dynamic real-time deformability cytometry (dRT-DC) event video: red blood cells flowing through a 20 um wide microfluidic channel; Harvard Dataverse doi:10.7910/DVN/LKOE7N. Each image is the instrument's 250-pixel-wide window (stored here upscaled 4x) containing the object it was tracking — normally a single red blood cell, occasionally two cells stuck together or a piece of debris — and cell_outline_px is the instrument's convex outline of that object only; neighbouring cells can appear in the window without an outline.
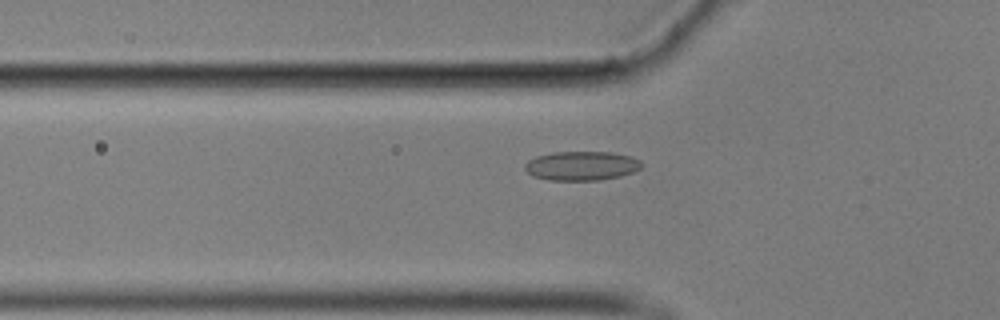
{"species": "common noctule bat (a hibernating species)", "species_latin": "Nyctalus noctula", "temperature_condition": "cold", "stored_images_in_passage": 45, "camera_frame_rate_fps": 3000, "um_per_image_px": 0.085, "animal": {"sex": "male", "body_mass_g": 17.9}, "frame": {"image": 1, "passage_image": 7, "time_ms": 2.0, "image_size_px": [1000, 320], "cell_outline_px": [[644, 164], [640, 168], [632, 172], [620, 176], [600, 180], [548, 180], [532, 176], [524, 168], [524, 164], [528, 160], [536, 156], [552, 152], [612, 152], [632, 156], [640, 160]], "centroid_in_image_um": [49.43, 14.09], "position_along_channel_um": 76.4, "area_um2": 20.0}}
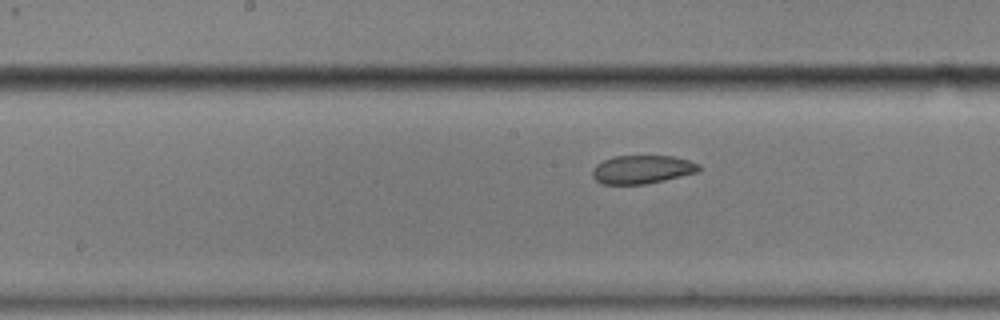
{"frame": {"image": 2, "passage_image": 17, "time_ms": 5.333, "image_size_px": [1000, 320], "cell_outline_px": [[700, 172], [664, 180], [644, 184], [600, 184], [592, 176], [592, 168], [596, 164], [612, 156], [672, 156], [688, 160], [700, 164]], "centroid_in_image_um": [54.57, 14.4], "position_along_channel_um": 193.6, "area_um2": 17.74}}
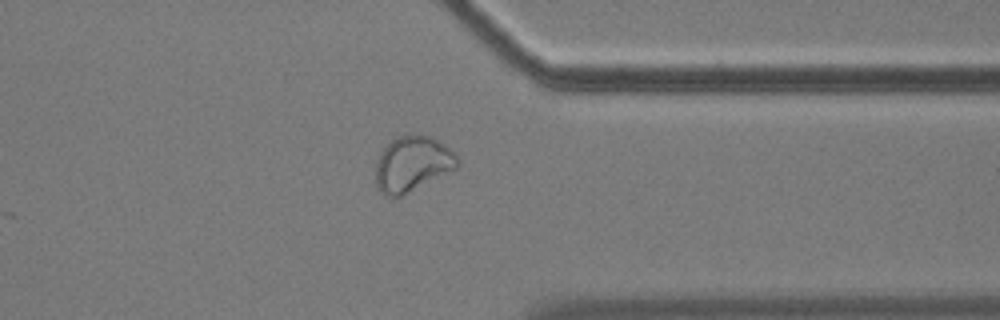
{"frame": {"image": 3, "passage_image": 33, "time_ms": 10.667, "image_size_px": [1000, 320], "cell_outline_px": [[460, 160], [456, 168], [400, 196], [388, 196], [380, 192], [376, 188], [376, 160], [380, 152], [396, 136], [432, 136], [444, 144]], "centroid_in_image_um": [35.02, 13.93], "position_along_channel_um": 376.4, "area_um2": 25.84}, "authors_computed_cell_mechanics": {"area_um2": 19.8254, "velocity_mm_per_s": 3.5031, "shape_relaxation_time_tau1_ms": null, "shape_relaxation_time_tau2_ms": 2.8305, "deformation_change_tau1": null, "deformation_change_tau2": 0.0652}}